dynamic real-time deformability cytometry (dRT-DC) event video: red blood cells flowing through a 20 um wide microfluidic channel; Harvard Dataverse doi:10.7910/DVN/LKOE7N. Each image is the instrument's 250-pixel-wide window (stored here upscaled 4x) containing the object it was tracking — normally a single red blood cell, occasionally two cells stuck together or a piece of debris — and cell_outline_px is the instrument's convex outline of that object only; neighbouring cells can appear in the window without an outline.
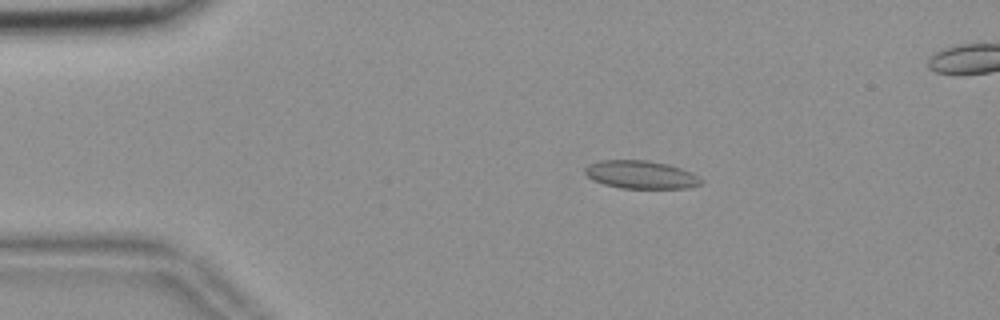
{"species": "common noctule bat (a hibernating species)", "species_latin": "Nyctalus noctula", "temperature_condition": "room temperature", "stored_images_in_passage": 56, "segment_of_instrument_passage": [1, 2], "camera_frame_rate_fps": 3000, "um_per_image_px": 0.085, "animal": {"sex": "female", "body_mass_g": 18.4}, "frame": {"image": 1, "passage_image": 10, "time_ms": 3.0, "image_size_px": [1000, 320], "cell_outline_px": [[704, 180], [700, 184], [688, 188], [620, 188], [604, 184], [592, 180], [584, 172], [584, 168], [588, 164], [600, 160], [648, 160], [668, 164], [692, 172]], "centroid_in_image_um": [54.46, 14.84], "position_along_channel_um": 30.5, "area_um2": 19.07}}
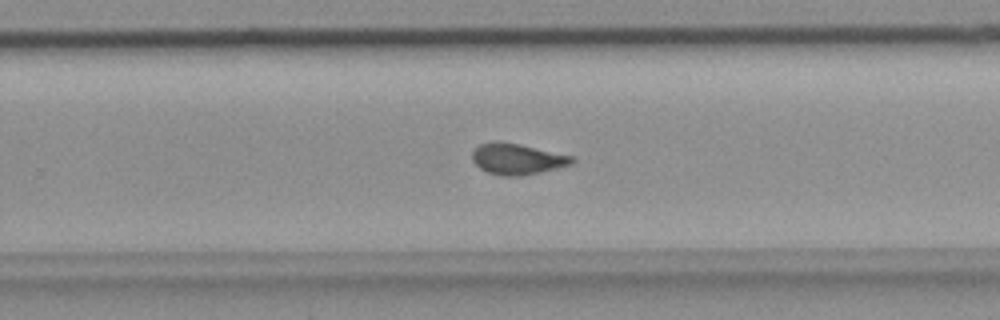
{"frame": {"image": 2, "passage_image": 35, "time_ms": 11.333, "image_size_px": [1000, 320], "cell_outline_px": [[576, 160], [572, 164], [524, 176], [500, 176], [488, 172], [480, 168], [472, 160], [472, 152], [480, 144], [492, 140], [500, 140], [520, 144], [572, 156]], "centroid_in_image_um": [43.93, 13.5], "position_along_channel_um": 285.9, "area_um2": 18.15}}
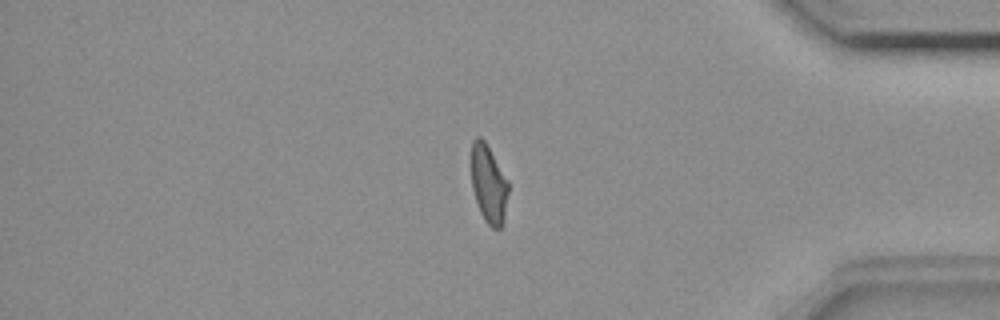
{"frame": {"image": 3, "passage_image": 46, "time_ms": 15.0, "image_size_px": [1000, 320], "cell_outline_px": [[508, 192], [504, 220], [500, 228], [492, 228], [484, 220], [480, 212], [472, 188], [468, 160], [472, 140], [476, 136], [480, 136], [484, 140], [508, 180]], "centroid_in_image_um": [41.48, 15.57], "position_along_channel_um": 393.7, "area_um2": 17.4}}